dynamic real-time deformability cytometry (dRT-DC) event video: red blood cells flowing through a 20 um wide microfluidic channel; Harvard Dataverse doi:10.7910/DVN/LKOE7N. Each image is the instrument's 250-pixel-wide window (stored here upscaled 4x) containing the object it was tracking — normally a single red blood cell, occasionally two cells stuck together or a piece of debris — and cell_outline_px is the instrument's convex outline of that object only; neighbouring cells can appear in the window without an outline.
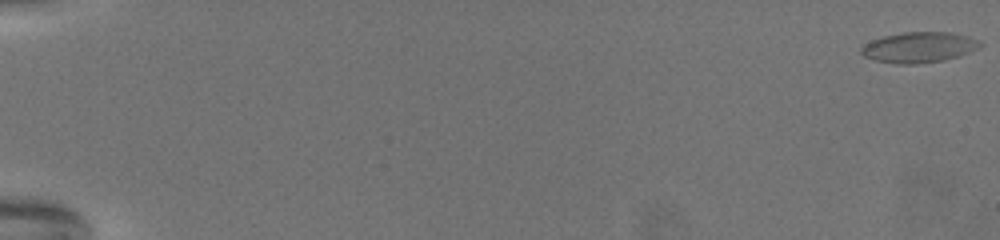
{"species": "common noctule bat (a hibernating species)", "species_latin": "Nyctalus noctula", "temperature_condition": "warm", "stored_images_in_passage": 32, "camera_frame_rate_fps": 3000, "um_per_image_px": 0.085, "animal": {"sex": "female", "body_mass_g": 19.5, "forearm_length_mm": 54.1}, "frame": {"image": 1, "passage_image": 1, "time_ms": 0.0, "image_size_px": [1000, 240], "cell_outline_px": [[984, 44], [980, 48], [944, 60], [916, 64], [896, 64], [876, 60], [864, 56], [860, 52], [860, 48], [864, 44], [872, 40], [884, 36], [904, 32], [952, 32], [968, 36]], "centroid_in_image_um": [78.1, 4.02], "position_along_channel_um": 6.9, "area_um2": 21.1}}
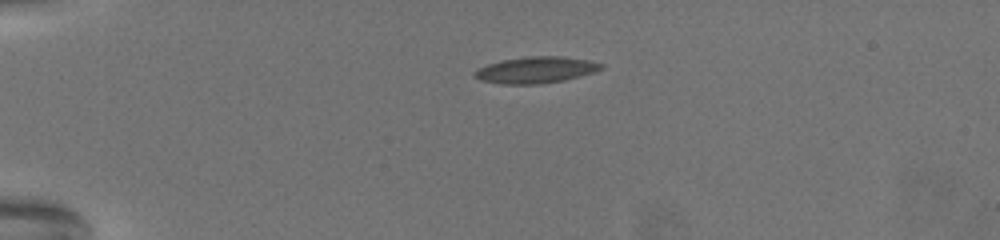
{"frame": {"image": 2, "passage_image": 20, "time_ms": 6.333, "image_size_px": [1000, 240], "cell_outline_px": [[604, 68], [580, 76], [564, 80], [536, 84], [500, 84], [480, 80], [472, 76], [472, 72], [476, 68], [488, 64], [504, 60], [528, 56], [560, 56], [588, 60], [604, 64]], "centroid_in_image_um": [45.5, 5.95], "position_along_channel_um": 39.5, "area_um2": 19.48}}
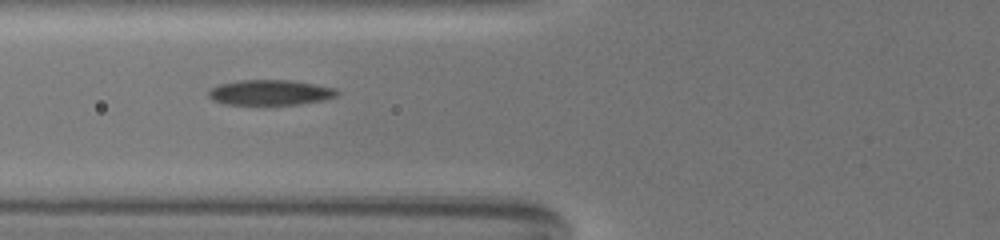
{"frame": {"image": 3, "passage_image": 32, "time_ms": 10.333, "image_size_px": [1000, 240], "cell_outline_px": [[340, 92], [336, 96], [324, 100], [300, 104], [224, 104], [212, 100], [208, 96], [208, 92], [212, 88], [220, 84], [240, 80], [292, 80], [336, 88]], "centroid_in_image_um": [22.99, 7.86], "position_along_channel_um": 102.8, "area_um2": 18.9}}